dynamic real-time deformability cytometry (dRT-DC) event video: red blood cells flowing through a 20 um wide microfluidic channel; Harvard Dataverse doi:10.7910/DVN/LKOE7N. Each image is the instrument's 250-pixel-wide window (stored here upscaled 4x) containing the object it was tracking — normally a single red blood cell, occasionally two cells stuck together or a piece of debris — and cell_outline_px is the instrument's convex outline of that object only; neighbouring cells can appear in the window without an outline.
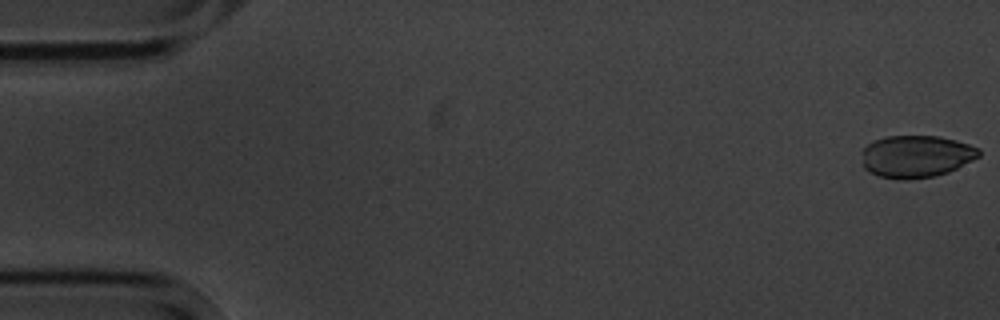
{"species": "common noctule bat (a hibernating species)", "species_latin": "Nyctalus noctula", "temperature_condition": "cold", "stored_images_in_passage": 6, "camera_frame_rate_fps": 3000, "um_per_image_px": 0.085, "animal": {"sex": "male", "body_mass_g": 20.1, "forearm_length_mm": 53.5}, "frame": {"image": 1, "passage_image": 1, "time_ms": 0.0, "image_size_px": [1000, 320], "cell_outline_px": [[980, 156], [948, 172], [936, 176], [908, 180], [896, 180], [880, 176], [868, 172], [864, 168], [860, 152], [872, 140], [888, 136], [940, 136], [956, 140], [980, 148]], "centroid_in_image_um": [77.84, 13.3], "position_along_channel_um": 7.2, "area_um2": 29.19}}
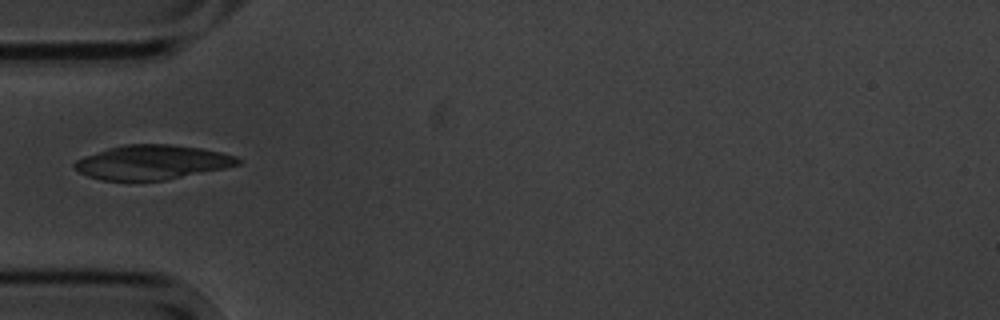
{"frame": {"image": 2, "passage_image": 6, "time_ms": 5.667, "image_size_px": [1000, 320], "cell_outline_px": [[244, 160], [240, 164], [224, 168], [164, 180], [100, 180], [88, 176], [80, 172], [72, 164], [76, 160], [84, 156], [108, 148], [124, 144], [168, 144], [200, 148], [220, 152], [236, 156]], "centroid_in_image_um": [12.93, 13.78], "position_along_channel_um": 72.1, "area_um2": 32.54}}